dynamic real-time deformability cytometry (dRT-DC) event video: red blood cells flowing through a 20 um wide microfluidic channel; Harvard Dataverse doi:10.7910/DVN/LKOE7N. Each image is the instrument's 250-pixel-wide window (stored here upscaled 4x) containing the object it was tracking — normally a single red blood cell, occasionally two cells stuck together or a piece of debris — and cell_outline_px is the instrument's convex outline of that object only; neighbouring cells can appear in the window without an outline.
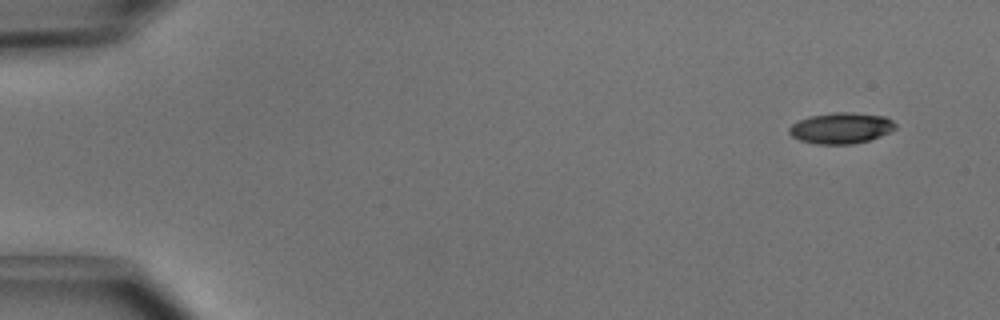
{"species": "common noctule bat (a hibernating species)", "species_latin": "Nyctalus noctula", "temperature_condition": "cold", "stored_images_in_passage": 7, "camera_frame_rate_fps": 3000, "um_per_image_px": 0.085, "animal": {"sex": "male", "body_mass_g": 15.6}, "frame": {"image": 1, "passage_image": 1, "time_ms": 0.0, "image_size_px": [1000, 320], "cell_outline_px": [[896, 128], [880, 136], [868, 140], [852, 144], [816, 144], [800, 140], [792, 136], [788, 132], [788, 128], [792, 124], [808, 116], [832, 112], [852, 112], [884, 116], [892, 120], [896, 124]], "centroid_in_image_um": [71.47, 10.88], "position_along_channel_um": 13.5, "area_um2": 19.19}}
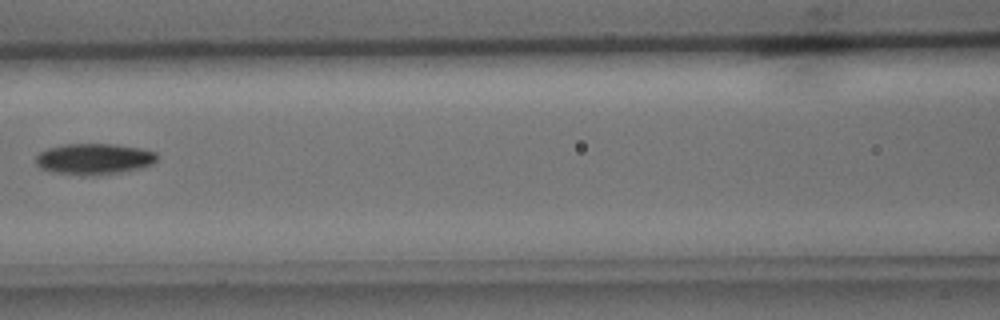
{"frame": {"image": 2, "passage_image": 6, "time_ms": 1.667, "image_size_px": [1000, 320], "cell_outline_px": [[160, 156], [152, 164], [140, 168], [120, 172], [52, 172], [40, 168], [36, 164], [36, 156], [40, 152], [48, 148], [64, 144], [116, 144], [140, 148], [156, 152]], "centroid_in_image_um": [8.03, 13.45], "position_along_channel_um": 158.6, "area_um2": 21.04}}
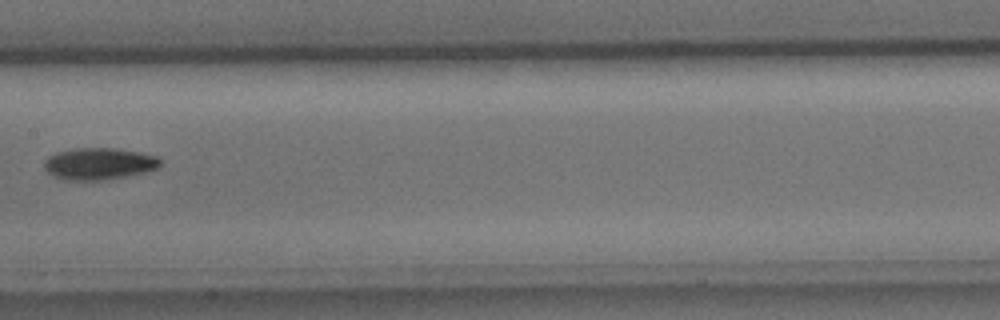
{"frame": {"image": 3, "passage_image": 7, "time_ms": 2.0, "image_size_px": [1000, 320], "cell_outline_px": [[160, 164], [156, 168], [144, 172], [124, 176], [100, 180], [64, 180], [52, 176], [44, 168], [44, 160], [48, 156], [56, 152], [76, 148], [116, 148], [140, 152], [156, 156], [160, 160]], "centroid_in_image_um": [8.36, 13.91], "position_along_channel_um": 199.0, "area_um2": 21.44}}